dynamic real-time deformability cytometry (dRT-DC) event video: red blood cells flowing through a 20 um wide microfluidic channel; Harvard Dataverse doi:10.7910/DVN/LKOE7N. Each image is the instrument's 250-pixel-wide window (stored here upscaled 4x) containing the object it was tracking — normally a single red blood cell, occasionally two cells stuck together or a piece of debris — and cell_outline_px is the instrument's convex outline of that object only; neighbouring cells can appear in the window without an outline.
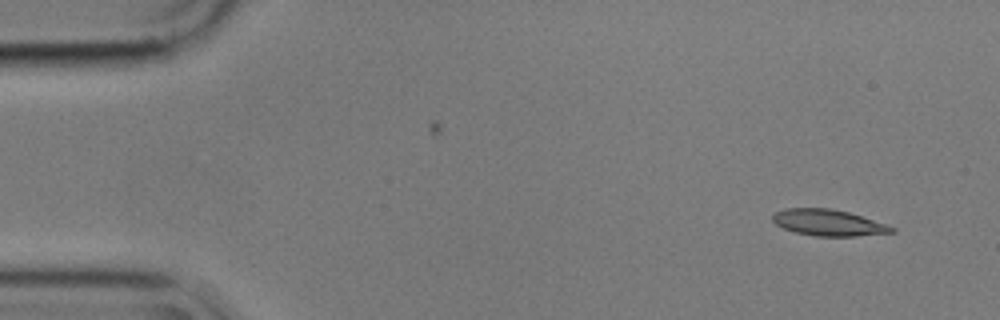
{"species": "common noctule bat (a hibernating species)", "species_latin": "Nyctalus noctula", "temperature_condition": "cold", "stored_images_in_passage": 54, "camera_frame_rate_fps": 3000, "um_per_image_px": 0.085, "animal": {"sex": "male", "body_mass_g": 17.9}, "frame": {"image": 1, "passage_image": 3, "time_ms": 0.667, "image_size_px": [1000, 320], "cell_outline_px": [[896, 232], [856, 236], [812, 236], [796, 232], [784, 228], [776, 224], [772, 220], [772, 216], [776, 212], [784, 208], [828, 208], [848, 212], [896, 228]], "centroid_in_image_um": [70.38, 18.93], "position_along_channel_um": 14.6, "area_um2": 18.03}}
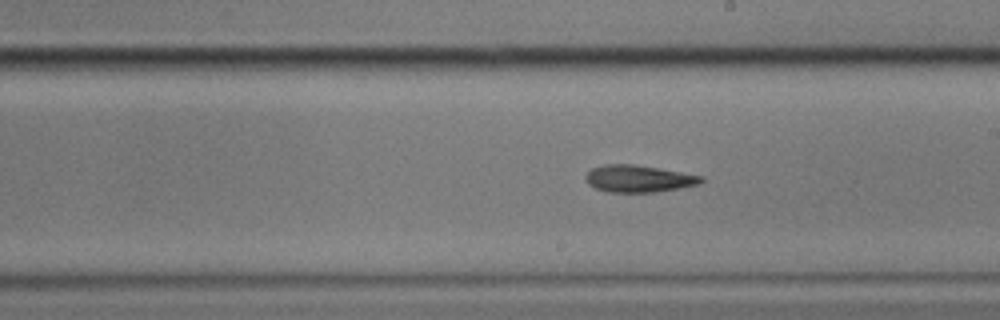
{"frame": {"image": 2, "passage_image": 30, "time_ms": 9.667, "image_size_px": [1000, 320], "cell_outline_px": [[704, 180], [700, 184], [680, 188], [656, 192], [608, 192], [596, 188], [588, 184], [584, 180], [584, 176], [592, 168], [604, 164], [632, 164], [704, 176]], "centroid_in_image_um": [54.26, 15.19], "position_along_channel_um": 234.7, "area_um2": 18.21}}
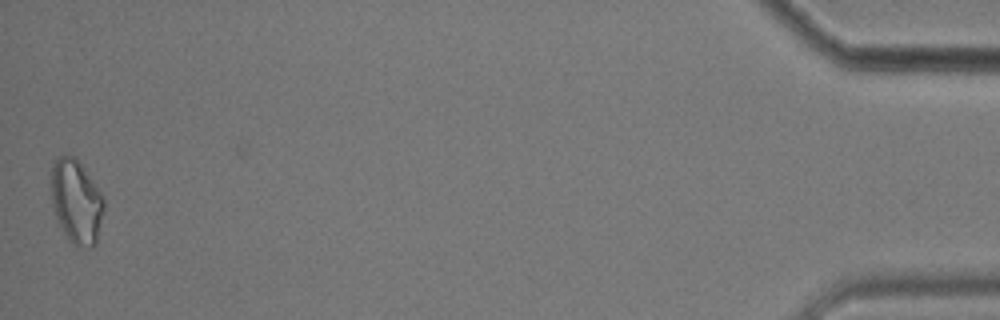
{"frame": {"image": 3, "passage_image": 54, "time_ms": 17.667, "image_size_px": [1000, 320], "cell_outline_px": [[104, 212], [96, 244], [88, 248], [80, 248], [72, 244], [56, 224], [52, 204], [52, 164], [56, 156], [72, 156], [84, 168], [104, 196]], "centroid_in_image_um": [6.49, 17.19], "position_along_channel_um": 428.7, "area_um2": 26.18}, "authors_computed_cell_mechanics": {"area_um2": 18.6694, "velocity_mm_per_s": 3.5739, "shape_relaxation_time_tau1_ms": 10.932, "shape_relaxation_time_tau2_ms": 6.1447, "deformation_change_tau1": 0.2249, "deformation_change_tau2": 0.1685}}